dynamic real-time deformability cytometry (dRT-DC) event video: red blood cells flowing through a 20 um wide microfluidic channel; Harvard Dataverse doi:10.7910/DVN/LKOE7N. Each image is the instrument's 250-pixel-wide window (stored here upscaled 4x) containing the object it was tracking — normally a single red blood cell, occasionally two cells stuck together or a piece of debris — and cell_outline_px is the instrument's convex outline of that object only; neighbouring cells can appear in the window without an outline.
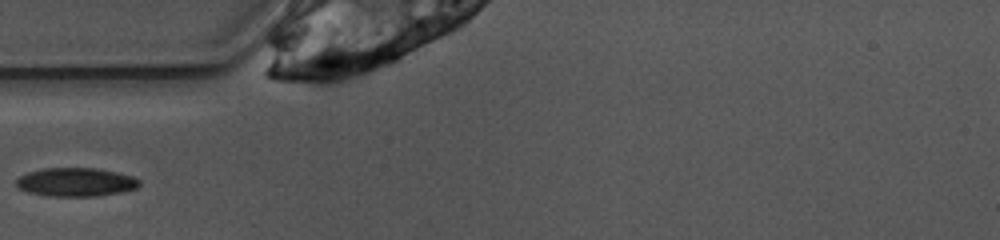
{"species": "common noctule bat (a hibernating species)", "species_latin": "Nyctalus noctula", "temperature_condition": "warm", "stored_images_in_passage": 8, "camera_frame_rate_fps": 3000, "um_per_image_px": 0.085, "animal": {"sex": "female", "body_mass_g": 10.0, "forearm_length_mm": 53.1}, "frame": {"image": 1, "passage_image": 1, "time_ms": 0.0, "image_size_px": [1000, 240], "cell_outline_px": [[140, 184], [136, 188], [120, 192], [92, 196], [48, 196], [28, 192], [20, 188], [16, 184], [16, 180], [20, 176], [28, 172], [44, 168], [96, 168], [116, 172], [132, 176], [140, 180]], "centroid_in_image_um": [6.44, 15.47], "position_along_channel_um": 78.6, "area_um2": 20.35}}